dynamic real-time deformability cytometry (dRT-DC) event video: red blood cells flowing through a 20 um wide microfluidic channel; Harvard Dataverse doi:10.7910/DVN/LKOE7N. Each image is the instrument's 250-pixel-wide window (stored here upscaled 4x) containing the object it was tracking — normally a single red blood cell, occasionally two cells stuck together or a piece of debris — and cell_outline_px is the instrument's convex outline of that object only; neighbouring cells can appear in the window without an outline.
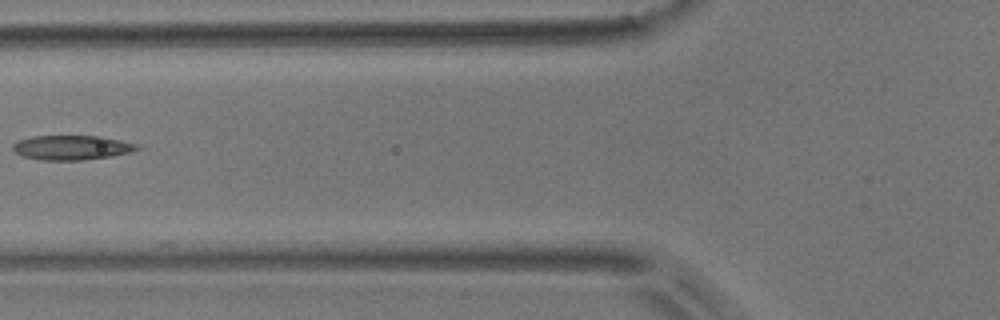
{"species": "common noctule bat (a hibernating species)", "species_latin": "Nyctalus noctula", "temperature_condition": "room temperature", "stored_images_in_passage": 6, "camera_frame_rate_fps": 3000, "um_per_image_px": 0.085, "animal": {"sex": "male", "body_mass_g": 17.9}, "frame": {"image": 1, "passage_image": 6, "time_ms": 1.667, "image_size_px": [1000, 320], "cell_outline_px": [[140, 148], [132, 152], [84, 160], [40, 160], [24, 156], [16, 152], [12, 148], [12, 144], [16, 140], [32, 136], [100, 136], [120, 140], [136, 144]], "centroid_in_image_um": [6.06, 12.54], "position_along_channel_um": 119.7, "area_um2": 17.69}}